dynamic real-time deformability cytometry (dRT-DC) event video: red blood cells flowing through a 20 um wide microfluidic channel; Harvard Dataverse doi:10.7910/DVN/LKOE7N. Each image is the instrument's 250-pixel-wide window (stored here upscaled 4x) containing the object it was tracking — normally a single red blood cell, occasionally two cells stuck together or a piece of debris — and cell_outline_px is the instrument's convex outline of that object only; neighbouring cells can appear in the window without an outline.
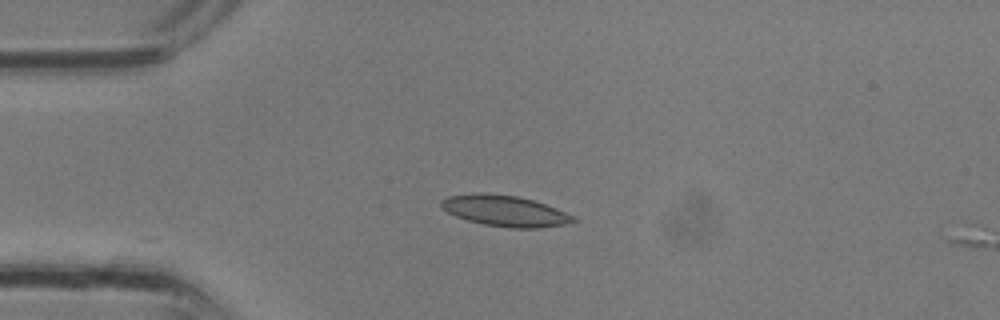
{"species": "common noctule bat (a hibernating species)", "species_latin": "Nyctalus noctula", "temperature_condition": "room temperature", "stored_images_in_passage": 17, "camera_frame_rate_fps": 3000, "um_per_image_px": 0.085, "animal": {"sex": "male", "body_mass_g": 13.3}, "frame": {"image": 1, "passage_image": 1, "time_ms": 0.0, "image_size_px": [1000, 320], "cell_outline_px": [[576, 220], [564, 224], [540, 228], [512, 228], [484, 224], [468, 220], [456, 216], [448, 212], [440, 204], [440, 200], [448, 196], [476, 192], [516, 196], [532, 200], [556, 208], [576, 216]], "centroid_in_image_um": [42.92, 17.92], "position_along_channel_um": 42.1, "area_um2": 23.58}}
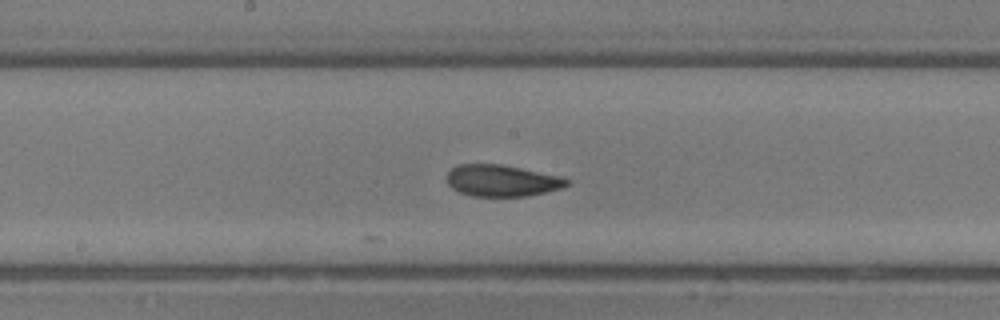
{"frame": {"image": 2, "passage_image": 10, "time_ms": 3.0, "image_size_px": [1000, 320], "cell_outline_px": [[568, 184], [560, 188], [528, 196], [472, 196], [460, 192], [452, 188], [448, 184], [448, 172], [456, 164], [500, 164], [564, 176], [568, 180]], "centroid_in_image_um": [42.66, 15.34], "position_along_channel_um": 205.5, "area_um2": 22.02}}
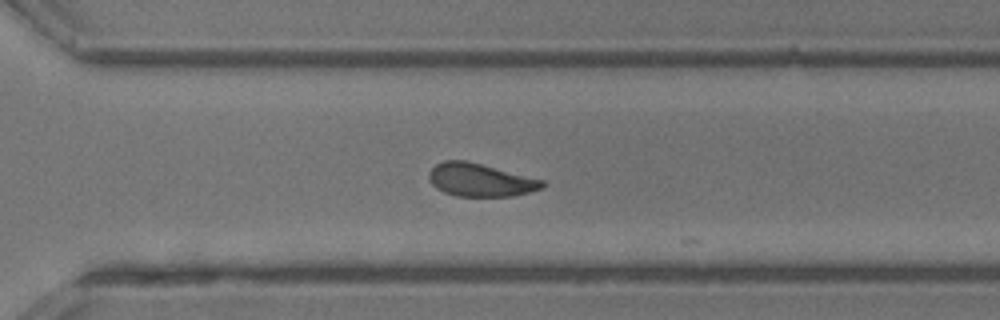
{"frame": {"image": 3, "passage_image": 16, "time_ms": 5.0, "image_size_px": [1000, 320], "cell_outline_px": [[548, 184], [544, 188], [516, 196], [456, 196], [444, 192], [436, 188], [432, 184], [428, 176], [428, 172], [436, 164], [444, 160], [464, 160], [544, 180]], "centroid_in_image_um": [40.85, 15.31], "position_along_channel_um": 329.8, "area_um2": 21.85}}